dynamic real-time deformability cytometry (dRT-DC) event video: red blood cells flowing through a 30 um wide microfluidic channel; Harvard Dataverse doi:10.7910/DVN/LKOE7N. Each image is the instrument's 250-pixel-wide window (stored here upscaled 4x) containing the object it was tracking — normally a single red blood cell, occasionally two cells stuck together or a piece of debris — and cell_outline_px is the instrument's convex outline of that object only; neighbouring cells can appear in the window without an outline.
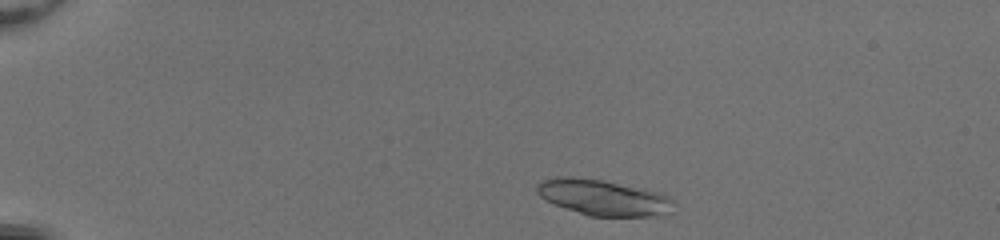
{"species": "common noctule bat (a hibernating species)", "species_latin": "Nyctalus noctula", "temperature_condition": "room temperature", "stored_images_in_passage": 43, "segment_of_instrument_passage": [1, 2], "camera_frame_rate_fps": 3000, "um_per_image_px": 0.085, "animal": {"sex": "female", "body_mass_g": 20.0, "forearm_length_mm": 54.0}, "frame": {"image": 1, "passage_image": 3, "time_ms": 0.667, "image_size_px": [1000, 240], "cell_outline_px": [[676, 200], [664, 212], [652, 216], [588, 216], [556, 204], [540, 196], [536, 192], [536, 184], [540, 180], [556, 176], [572, 176], [604, 180], [664, 192]], "centroid_in_image_um": [51.25, 16.75], "position_along_channel_um": 33.7, "area_um2": 28.61}}
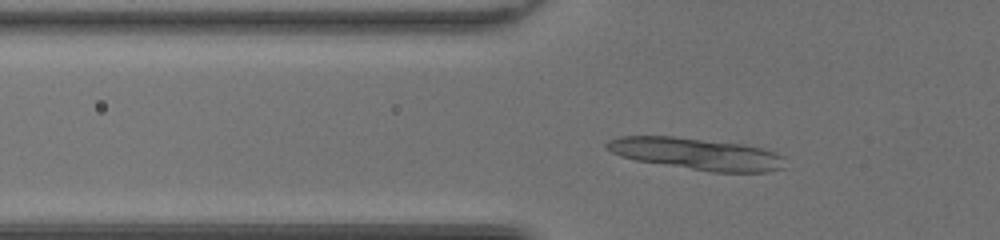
{"frame": {"image": 2, "passage_image": 11, "time_ms": 3.333, "image_size_px": [1000, 240], "cell_outline_px": [[784, 168], [768, 172], [712, 172], [636, 160], [620, 156], [604, 148], [604, 144], [608, 140], [620, 136], [676, 136], [744, 144], [764, 148], [776, 152], [784, 156]], "centroid_in_image_um": [59.23, 13.07], "position_along_channel_um": 66.6, "area_um2": 33.35}}